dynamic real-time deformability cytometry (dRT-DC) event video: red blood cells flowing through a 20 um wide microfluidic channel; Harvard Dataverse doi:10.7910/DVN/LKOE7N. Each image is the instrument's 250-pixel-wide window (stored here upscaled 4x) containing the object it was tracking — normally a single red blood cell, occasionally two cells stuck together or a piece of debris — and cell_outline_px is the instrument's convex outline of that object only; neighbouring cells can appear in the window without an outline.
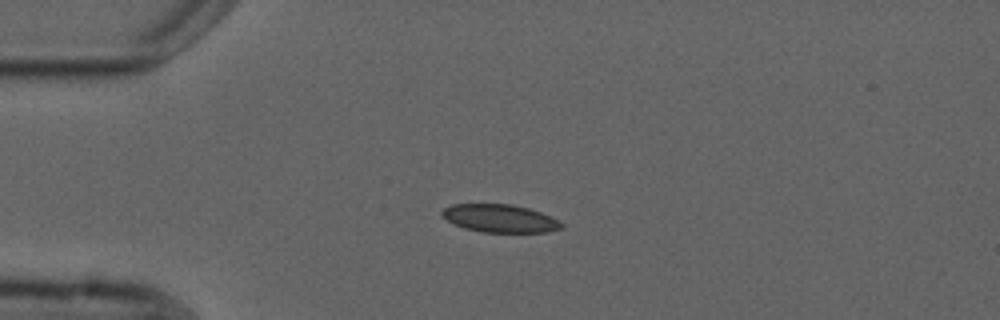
{"species": "common noctule bat (a hibernating species)", "species_latin": "Nyctalus noctula", "temperature_condition": "cold", "stored_images_in_passage": 4, "camera_frame_rate_fps": 3000, "um_per_image_px": 0.085, "animal": {"sex": "male", "forearm_length_mm": 52.5}, "frame": {"image": 1, "passage_image": 3, "time_ms": 2.333, "image_size_px": [1000, 320], "cell_outline_px": [[564, 228], [548, 232], [484, 232], [464, 228], [440, 216], [440, 212], [444, 208], [452, 204], [512, 204], [528, 208], [540, 212], [564, 224]], "centroid_in_image_um": [42.48, 18.56], "position_along_channel_um": 42.5, "area_um2": 19.36}}